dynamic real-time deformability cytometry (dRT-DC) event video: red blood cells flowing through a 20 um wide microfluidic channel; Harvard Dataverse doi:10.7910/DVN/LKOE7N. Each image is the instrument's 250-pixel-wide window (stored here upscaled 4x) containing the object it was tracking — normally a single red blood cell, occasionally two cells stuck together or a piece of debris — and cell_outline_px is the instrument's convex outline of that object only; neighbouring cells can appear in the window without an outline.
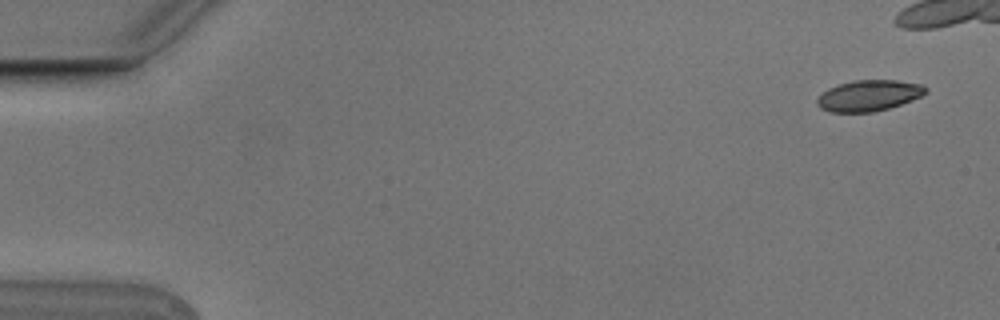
{"species": "Egyptian fruit bat (a non-hibernating species)", "species_latin": "Rousettus aegyptiacus", "temperature_condition": "cold", "stored_images_in_passage": 8, "camera_frame_rate_fps": 3000, "um_per_image_px": 0.085, "animal": {"sex": "male"}, "frame": {"image": 1, "passage_image": 1, "time_ms": 0.0, "image_size_px": [1000, 320], "cell_outline_px": [[928, 92], [912, 100], [888, 108], [872, 112], [828, 112], [820, 108], [816, 104], [816, 100], [828, 88], [852, 80], [896, 80], [920, 84], [928, 88]], "centroid_in_image_um": [73.84, 8.12], "position_along_channel_um": 11.2, "area_um2": 19.54}}